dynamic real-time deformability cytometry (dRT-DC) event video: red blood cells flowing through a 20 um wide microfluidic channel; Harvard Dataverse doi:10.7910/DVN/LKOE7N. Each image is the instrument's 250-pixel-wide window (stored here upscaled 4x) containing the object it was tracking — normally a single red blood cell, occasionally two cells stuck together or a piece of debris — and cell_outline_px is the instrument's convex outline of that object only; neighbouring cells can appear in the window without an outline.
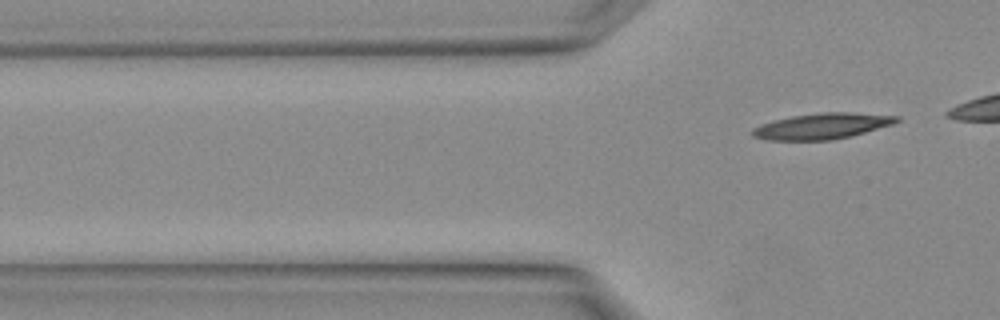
{"species": "Egyptian fruit bat (a non-hibernating species)", "species_latin": "Rousettus aegyptiacus", "temperature_condition": "warm", "stored_images_in_passage": 4, "camera_frame_rate_fps": 3000, "um_per_image_px": 0.085, "animal": {"sex": "female"}, "frame": {"image": 1, "passage_image": 4, "time_ms": 1.0, "image_size_px": [1000, 320], "cell_outline_px": [[900, 120], [892, 124], [852, 136], [832, 140], [764, 140], [752, 136], [748, 132], [752, 128], [760, 124], [792, 116], [824, 112], [848, 112], [900, 116]], "centroid_in_image_um": [69.83, 10.73], "position_along_channel_um": 56.0, "area_um2": 21.79}}